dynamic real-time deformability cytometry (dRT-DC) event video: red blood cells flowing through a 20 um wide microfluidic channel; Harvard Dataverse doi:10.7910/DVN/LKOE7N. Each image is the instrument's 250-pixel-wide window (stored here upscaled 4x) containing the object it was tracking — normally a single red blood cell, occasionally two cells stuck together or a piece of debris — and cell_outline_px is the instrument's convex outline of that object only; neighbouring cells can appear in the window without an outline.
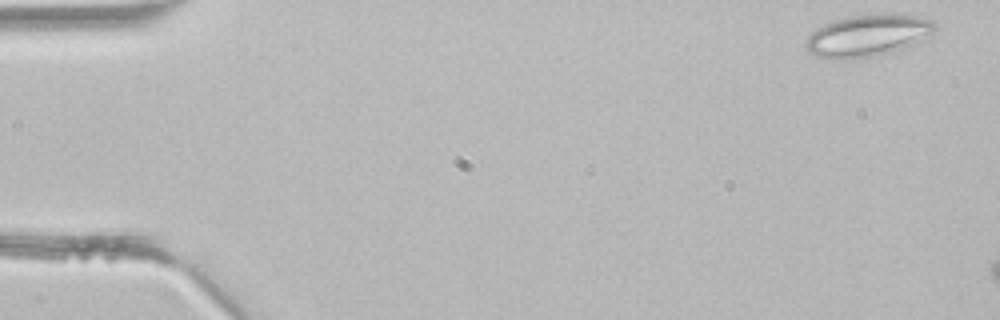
{"species": "common noctule bat (a hibernating species)", "species_latin": "Nyctalus noctula", "temperature_condition": "room temperature", "stored_images_in_passage": 6, "camera_frame_rate_fps": 3000, "um_per_image_px": 0.085, "animal": {"sex": "male", "body_mass_g": 21.5, "forearm_length_mm": 52.0}, "frame": {"image": 1, "passage_image": 1, "time_ms": 0.0, "image_size_px": [1000, 320], "cell_outline_px": [[936, 28], [932, 32], [920, 40], [912, 44], [892, 52], [872, 56], [836, 60], [816, 56], [808, 52], [804, 48], [804, 44], [808, 36], [816, 28], [832, 20], [848, 16], [872, 12], [900, 12], [932, 20], [936, 24]], "centroid_in_image_um": [73.72, 2.98], "position_along_channel_um": 11.3, "area_um2": 32.14}}